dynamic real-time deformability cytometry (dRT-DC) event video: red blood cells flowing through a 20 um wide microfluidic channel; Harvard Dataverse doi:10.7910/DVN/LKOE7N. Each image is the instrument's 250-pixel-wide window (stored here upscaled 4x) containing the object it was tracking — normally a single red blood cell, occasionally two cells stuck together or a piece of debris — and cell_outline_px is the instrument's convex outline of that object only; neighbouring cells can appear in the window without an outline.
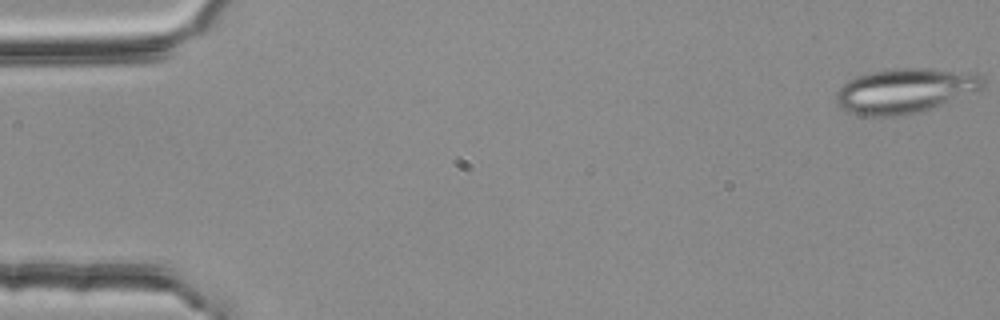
{"species": "common noctule bat (a hibernating species)", "species_latin": "Nyctalus noctula", "temperature_condition": "room temperature", "stored_images_in_passage": 54, "camera_frame_rate_fps": 3000, "um_per_image_px": 0.085, "animal": {"sex": "female", "body_mass_g": 25.1}, "frame": {"image": 1, "passage_image": 1, "time_ms": 0.0, "image_size_px": [1000, 320], "cell_outline_px": [[984, 88], [924, 112], [896, 116], [860, 116], [848, 112], [836, 104], [836, 92], [848, 80], [856, 76], [872, 72], [896, 68], [928, 68], [980, 72], [984, 76]], "centroid_in_image_um": [76.98, 7.71], "position_along_channel_um": 8.0, "area_um2": 39.02}}
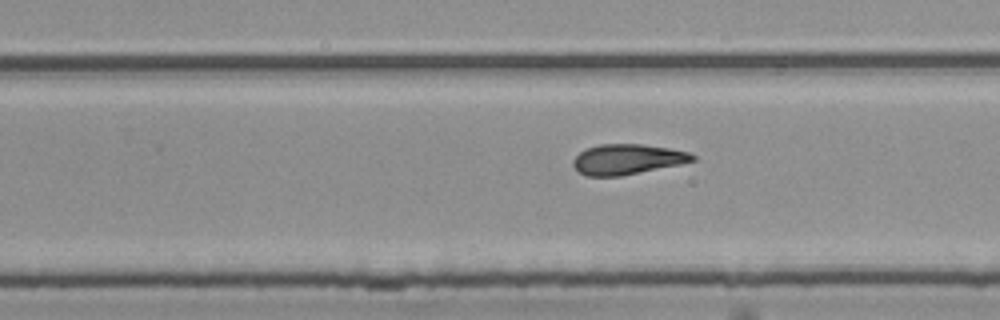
{"frame": {"image": 2, "passage_image": 34, "time_ms": 11.0, "image_size_px": [1000, 320], "cell_outline_px": [[696, 160], [680, 164], [620, 176], [588, 176], [580, 172], [572, 164], [572, 160], [580, 152], [588, 148], [600, 144], [640, 144], [668, 148], [688, 152], [696, 156]], "centroid_in_image_um": [53.32, 13.54], "position_along_channel_um": 276.5, "area_um2": 20.81}}
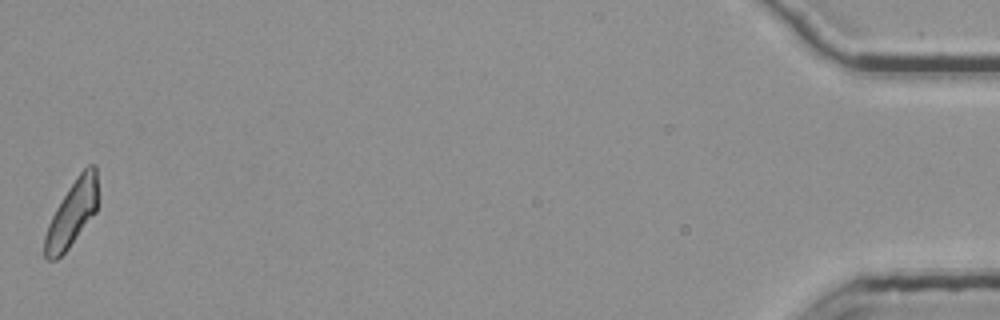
{"frame": {"image": 3, "passage_image": 54, "time_ms": 17.667, "image_size_px": [1000, 320], "cell_outline_px": [[100, 200], [96, 212], [68, 248], [56, 260], [48, 260], [44, 256], [44, 236], [48, 224], [56, 208], [68, 188], [80, 172], [88, 164], [96, 164]], "centroid_in_image_um": [6.17, 18.1], "position_along_channel_um": 429.0, "area_um2": 20.63}, "authors_computed_cell_mechanics": {"area_um2": 21.6461, "velocity_mm_per_s": 3.7795, "shape_relaxation_time_tau1_ms": null, "shape_relaxation_time_tau2_ms": 4.6946, "deformation_change_tau1": null, "deformation_change_tau2": 0.1403}}